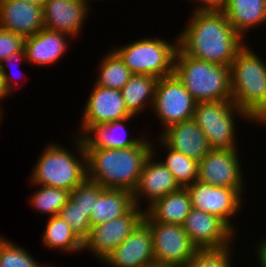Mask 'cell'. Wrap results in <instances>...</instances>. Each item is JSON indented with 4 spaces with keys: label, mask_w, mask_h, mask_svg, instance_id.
<instances>
[{
    "label": "cell",
    "mask_w": 266,
    "mask_h": 267,
    "mask_svg": "<svg viewBox=\"0 0 266 267\" xmlns=\"http://www.w3.org/2000/svg\"><path fill=\"white\" fill-rule=\"evenodd\" d=\"M188 21L177 36L178 48L189 57L230 67L246 45L223 11H192Z\"/></svg>",
    "instance_id": "cell-1"
},
{
    "label": "cell",
    "mask_w": 266,
    "mask_h": 267,
    "mask_svg": "<svg viewBox=\"0 0 266 267\" xmlns=\"http://www.w3.org/2000/svg\"><path fill=\"white\" fill-rule=\"evenodd\" d=\"M151 140L146 135L135 146L125 149L85 148L87 179L104 188L133 192L152 153Z\"/></svg>",
    "instance_id": "cell-2"
},
{
    "label": "cell",
    "mask_w": 266,
    "mask_h": 267,
    "mask_svg": "<svg viewBox=\"0 0 266 267\" xmlns=\"http://www.w3.org/2000/svg\"><path fill=\"white\" fill-rule=\"evenodd\" d=\"M75 136V154L57 142L44 148L29 176L31 186L42 185L72 191L87 178L84 142L81 136Z\"/></svg>",
    "instance_id": "cell-3"
},
{
    "label": "cell",
    "mask_w": 266,
    "mask_h": 267,
    "mask_svg": "<svg viewBox=\"0 0 266 267\" xmlns=\"http://www.w3.org/2000/svg\"><path fill=\"white\" fill-rule=\"evenodd\" d=\"M173 73L196 102L232 101L229 66L189 57L178 48Z\"/></svg>",
    "instance_id": "cell-4"
},
{
    "label": "cell",
    "mask_w": 266,
    "mask_h": 267,
    "mask_svg": "<svg viewBox=\"0 0 266 267\" xmlns=\"http://www.w3.org/2000/svg\"><path fill=\"white\" fill-rule=\"evenodd\" d=\"M247 44L230 65L232 101L253 121L266 110V62Z\"/></svg>",
    "instance_id": "cell-5"
},
{
    "label": "cell",
    "mask_w": 266,
    "mask_h": 267,
    "mask_svg": "<svg viewBox=\"0 0 266 267\" xmlns=\"http://www.w3.org/2000/svg\"><path fill=\"white\" fill-rule=\"evenodd\" d=\"M174 39L171 43L163 38L148 36L115 47L113 50L132 74L154 76L159 79L173 74L178 36Z\"/></svg>",
    "instance_id": "cell-6"
},
{
    "label": "cell",
    "mask_w": 266,
    "mask_h": 267,
    "mask_svg": "<svg viewBox=\"0 0 266 267\" xmlns=\"http://www.w3.org/2000/svg\"><path fill=\"white\" fill-rule=\"evenodd\" d=\"M238 116L253 123L233 101L196 102L193 120L204 132L212 149L233 150L238 149L235 127Z\"/></svg>",
    "instance_id": "cell-7"
},
{
    "label": "cell",
    "mask_w": 266,
    "mask_h": 267,
    "mask_svg": "<svg viewBox=\"0 0 266 267\" xmlns=\"http://www.w3.org/2000/svg\"><path fill=\"white\" fill-rule=\"evenodd\" d=\"M196 101L173 73L159 78L152 105L163 130L171 125L193 119Z\"/></svg>",
    "instance_id": "cell-8"
},
{
    "label": "cell",
    "mask_w": 266,
    "mask_h": 267,
    "mask_svg": "<svg viewBox=\"0 0 266 267\" xmlns=\"http://www.w3.org/2000/svg\"><path fill=\"white\" fill-rule=\"evenodd\" d=\"M145 222L152 234L155 264L185 267L199 251L182 225Z\"/></svg>",
    "instance_id": "cell-9"
},
{
    "label": "cell",
    "mask_w": 266,
    "mask_h": 267,
    "mask_svg": "<svg viewBox=\"0 0 266 267\" xmlns=\"http://www.w3.org/2000/svg\"><path fill=\"white\" fill-rule=\"evenodd\" d=\"M186 189L193 208L218 216L237 234L235 223L230 220L242 209L243 189L213 186L198 180Z\"/></svg>",
    "instance_id": "cell-10"
},
{
    "label": "cell",
    "mask_w": 266,
    "mask_h": 267,
    "mask_svg": "<svg viewBox=\"0 0 266 267\" xmlns=\"http://www.w3.org/2000/svg\"><path fill=\"white\" fill-rule=\"evenodd\" d=\"M144 214L145 209L135 205L125 215L92 226L83 242V251H90L102 263L132 233Z\"/></svg>",
    "instance_id": "cell-11"
},
{
    "label": "cell",
    "mask_w": 266,
    "mask_h": 267,
    "mask_svg": "<svg viewBox=\"0 0 266 267\" xmlns=\"http://www.w3.org/2000/svg\"><path fill=\"white\" fill-rule=\"evenodd\" d=\"M198 250H221L234 245L235 232L218 216L191 208L182 223Z\"/></svg>",
    "instance_id": "cell-12"
},
{
    "label": "cell",
    "mask_w": 266,
    "mask_h": 267,
    "mask_svg": "<svg viewBox=\"0 0 266 267\" xmlns=\"http://www.w3.org/2000/svg\"><path fill=\"white\" fill-rule=\"evenodd\" d=\"M239 149H212L198 167V181L220 187L243 189L246 187L243 178Z\"/></svg>",
    "instance_id": "cell-13"
},
{
    "label": "cell",
    "mask_w": 266,
    "mask_h": 267,
    "mask_svg": "<svg viewBox=\"0 0 266 267\" xmlns=\"http://www.w3.org/2000/svg\"><path fill=\"white\" fill-rule=\"evenodd\" d=\"M78 136H82L92 125L121 120L131 115L126 109L120 90L93 85L85 103Z\"/></svg>",
    "instance_id": "cell-14"
},
{
    "label": "cell",
    "mask_w": 266,
    "mask_h": 267,
    "mask_svg": "<svg viewBox=\"0 0 266 267\" xmlns=\"http://www.w3.org/2000/svg\"><path fill=\"white\" fill-rule=\"evenodd\" d=\"M102 262L105 267H148L155 264L152 234L148 224L142 220Z\"/></svg>",
    "instance_id": "cell-15"
},
{
    "label": "cell",
    "mask_w": 266,
    "mask_h": 267,
    "mask_svg": "<svg viewBox=\"0 0 266 267\" xmlns=\"http://www.w3.org/2000/svg\"><path fill=\"white\" fill-rule=\"evenodd\" d=\"M152 144V153L146 159L141 170L140 179L133 191V199L136 206L141 208L144 199L147 200V208L156 200L181 188L173 174L161 163V160H153L157 150ZM156 150V151H155ZM142 197V198H141ZM143 199V200H141ZM149 202V203H148Z\"/></svg>",
    "instance_id": "cell-16"
},
{
    "label": "cell",
    "mask_w": 266,
    "mask_h": 267,
    "mask_svg": "<svg viewBox=\"0 0 266 267\" xmlns=\"http://www.w3.org/2000/svg\"><path fill=\"white\" fill-rule=\"evenodd\" d=\"M90 0H46L43 6L44 28L64 33L71 38L81 35Z\"/></svg>",
    "instance_id": "cell-17"
},
{
    "label": "cell",
    "mask_w": 266,
    "mask_h": 267,
    "mask_svg": "<svg viewBox=\"0 0 266 267\" xmlns=\"http://www.w3.org/2000/svg\"><path fill=\"white\" fill-rule=\"evenodd\" d=\"M0 28L32 36L44 28L43 7L26 0H0Z\"/></svg>",
    "instance_id": "cell-18"
},
{
    "label": "cell",
    "mask_w": 266,
    "mask_h": 267,
    "mask_svg": "<svg viewBox=\"0 0 266 267\" xmlns=\"http://www.w3.org/2000/svg\"><path fill=\"white\" fill-rule=\"evenodd\" d=\"M161 131L157 137L168 147L198 162L212 150L204 132L193 119L171 125Z\"/></svg>",
    "instance_id": "cell-19"
},
{
    "label": "cell",
    "mask_w": 266,
    "mask_h": 267,
    "mask_svg": "<svg viewBox=\"0 0 266 267\" xmlns=\"http://www.w3.org/2000/svg\"><path fill=\"white\" fill-rule=\"evenodd\" d=\"M68 38L71 40L70 36L47 28L26 37L24 44L26 62L39 67L55 64L66 54V50H69Z\"/></svg>",
    "instance_id": "cell-20"
},
{
    "label": "cell",
    "mask_w": 266,
    "mask_h": 267,
    "mask_svg": "<svg viewBox=\"0 0 266 267\" xmlns=\"http://www.w3.org/2000/svg\"><path fill=\"white\" fill-rule=\"evenodd\" d=\"M132 118L126 117L121 120L105 124L92 125L82 136L84 148H114L125 149L135 146L143 136L129 138L126 130V122Z\"/></svg>",
    "instance_id": "cell-21"
},
{
    "label": "cell",
    "mask_w": 266,
    "mask_h": 267,
    "mask_svg": "<svg viewBox=\"0 0 266 267\" xmlns=\"http://www.w3.org/2000/svg\"><path fill=\"white\" fill-rule=\"evenodd\" d=\"M191 208L188 190L181 187L146 208L143 220L182 225Z\"/></svg>",
    "instance_id": "cell-22"
},
{
    "label": "cell",
    "mask_w": 266,
    "mask_h": 267,
    "mask_svg": "<svg viewBox=\"0 0 266 267\" xmlns=\"http://www.w3.org/2000/svg\"><path fill=\"white\" fill-rule=\"evenodd\" d=\"M223 12L243 39L251 29L266 25V0H227Z\"/></svg>",
    "instance_id": "cell-23"
},
{
    "label": "cell",
    "mask_w": 266,
    "mask_h": 267,
    "mask_svg": "<svg viewBox=\"0 0 266 267\" xmlns=\"http://www.w3.org/2000/svg\"><path fill=\"white\" fill-rule=\"evenodd\" d=\"M135 206L133 192L105 188L99 195L90 214V225L96 226L127 214Z\"/></svg>",
    "instance_id": "cell-24"
},
{
    "label": "cell",
    "mask_w": 266,
    "mask_h": 267,
    "mask_svg": "<svg viewBox=\"0 0 266 267\" xmlns=\"http://www.w3.org/2000/svg\"><path fill=\"white\" fill-rule=\"evenodd\" d=\"M157 81L154 76L133 74L120 90L131 115L138 117L146 107L152 109Z\"/></svg>",
    "instance_id": "cell-25"
},
{
    "label": "cell",
    "mask_w": 266,
    "mask_h": 267,
    "mask_svg": "<svg viewBox=\"0 0 266 267\" xmlns=\"http://www.w3.org/2000/svg\"><path fill=\"white\" fill-rule=\"evenodd\" d=\"M42 233L43 245L51 250H61L62 253L83 252V242L72 231L70 225L59 215L48 218Z\"/></svg>",
    "instance_id": "cell-26"
},
{
    "label": "cell",
    "mask_w": 266,
    "mask_h": 267,
    "mask_svg": "<svg viewBox=\"0 0 266 267\" xmlns=\"http://www.w3.org/2000/svg\"><path fill=\"white\" fill-rule=\"evenodd\" d=\"M111 50L101 59L98 65L99 75L94 83L100 87L121 90L133 74L118 54Z\"/></svg>",
    "instance_id": "cell-27"
},
{
    "label": "cell",
    "mask_w": 266,
    "mask_h": 267,
    "mask_svg": "<svg viewBox=\"0 0 266 267\" xmlns=\"http://www.w3.org/2000/svg\"><path fill=\"white\" fill-rule=\"evenodd\" d=\"M157 142L162 146V149L164 147L163 150L166 149V157L161 163L173 174L181 187H187L198 180L199 162L197 160L168 147L159 137Z\"/></svg>",
    "instance_id": "cell-28"
},
{
    "label": "cell",
    "mask_w": 266,
    "mask_h": 267,
    "mask_svg": "<svg viewBox=\"0 0 266 267\" xmlns=\"http://www.w3.org/2000/svg\"><path fill=\"white\" fill-rule=\"evenodd\" d=\"M35 188L29 200L30 207L49 217L58 215L70 196V191L60 188L42 185H35Z\"/></svg>",
    "instance_id": "cell-29"
},
{
    "label": "cell",
    "mask_w": 266,
    "mask_h": 267,
    "mask_svg": "<svg viewBox=\"0 0 266 267\" xmlns=\"http://www.w3.org/2000/svg\"><path fill=\"white\" fill-rule=\"evenodd\" d=\"M0 267H48L39 263L26 249L0 236Z\"/></svg>",
    "instance_id": "cell-30"
},
{
    "label": "cell",
    "mask_w": 266,
    "mask_h": 267,
    "mask_svg": "<svg viewBox=\"0 0 266 267\" xmlns=\"http://www.w3.org/2000/svg\"><path fill=\"white\" fill-rule=\"evenodd\" d=\"M66 221L76 236L84 242L90 232V218L70 198L58 214Z\"/></svg>",
    "instance_id": "cell-31"
},
{
    "label": "cell",
    "mask_w": 266,
    "mask_h": 267,
    "mask_svg": "<svg viewBox=\"0 0 266 267\" xmlns=\"http://www.w3.org/2000/svg\"><path fill=\"white\" fill-rule=\"evenodd\" d=\"M104 189L101 185L86 178L70 191L69 198L90 218L92 209H94L95 203Z\"/></svg>",
    "instance_id": "cell-32"
},
{
    "label": "cell",
    "mask_w": 266,
    "mask_h": 267,
    "mask_svg": "<svg viewBox=\"0 0 266 267\" xmlns=\"http://www.w3.org/2000/svg\"><path fill=\"white\" fill-rule=\"evenodd\" d=\"M232 249L199 250L185 267H232Z\"/></svg>",
    "instance_id": "cell-33"
},
{
    "label": "cell",
    "mask_w": 266,
    "mask_h": 267,
    "mask_svg": "<svg viewBox=\"0 0 266 267\" xmlns=\"http://www.w3.org/2000/svg\"><path fill=\"white\" fill-rule=\"evenodd\" d=\"M25 37L0 28V63L11 53L24 50Z\"/></svg>",
    "instance_id": "cell-34"
},
{
    "label": "cell",
    "mask_w": 266,
    "mask_h": 267,
    "mask_svg": "<svg viewBox=\"0 0 266 267\" xmlns=\"http://www.w3.org/2000/svg\"><path fill=\"white\" fill-rule=\"evenodd\" d=\"M15 61V63L17 62H20L21 61H26V56H25V51H18V52H13L11 53L7 58H5L1 63H0V72L2 73V76L5 80V84H6V87L9 91V93L11 94L12 91L14 90V87L16 86L15 84H13V81L15 82V79L13 80L11 77L12 73H9L8 72V69H7V66L10 67L12 65H10V63L13 64V62ZM7 63V64H6ZM5 64H6V67H5ZM10 65V66H9ZM16 65V64H15ZM12 69V68H11ZM13 72V71H12ZM11 74V75H10ZM14 87H13V86Z\"/></svg>",
    "instance_id": "cell-35"
},
{
    "label": "cell",
    "mask_w": 266,
    "mask_h": 267,
    "mask_svg": "<svg viewBox=\"0 0 266 267\" xmlns=\"http://www.w3.org/2000/svg\"><path fill=\"white\" fill-rule=\"evenodd\" d=\"M198 3L193 8L196 11H224L227 0H194Z\"/></svg>",
    "instance_id": "cell-36"
},
{
    "label": "cell",
    "mask_w": 266,
    "mask_h": 267,
    "mask_svg": "<svg viewBox=\"0 0 266 267\" xmlns=\"http://www.w3.org/2000/svg\"><path fill=\"white\" fill-rule=\"evenodd\" d=\"M260 243L256 246L255 254L257 255V262L260 267H266V237L259 241ZM259 259V260H258Z\"/></svg>",
    "instance_id": "cell-37"
},
{
    "label": "cell",
    "mask_w": 266,
    "mask_h": 267,
    "mask_svg": "<svg viewBox=\"0 0 266 267\" xmlns=\"http://www.w3.org/2000/svg\"><path fill=\"white\" fill-rule=\"evenodd\" d=\"M10 95L7 87H6V84H5V80L2 76V73L0 72V101H2L3 99H6L8 98ZM1 103H0V110H3L2 107H1Z\"/></svg>",
    "instance_id": "cell-38"
},
{
    "label": "cell",
    "mask_w": 266,
    "mask_h": 267,
    "mask_svg": "<svg viewBox=\"0 0 266 267\" xmlns=\"http://www.w3.org/2000/svg\"><path fill=\"white\" fill-rule=\"evenodd\" d=\"M259 123L261 126L264 124L266 126V110L263 111L254 121L253 124Z\"/></svg>",
    "instance_id": "cell-39"
},
{
    "label": "cell",
    "mask_w": 266,
    "mask_h": 267,
    "mask_svg": "<svg viewBox=\"0 0 266 267\" xmlns=\"http://www.w3.org/2000/svg\"><path fill=\"white\" fill-rule=\"evenodd\" d=\"M26 1H28V2H30L32 4H35V5L39 6V7H43L45 2H46V0H26Z\"/></svg>",
    "instance_id": "cell-40"
},
{
    "label": "cell",
    "mask_w": 266,
    "mask_h": 267,
    "mask_svg": "<svg viewBox=\"0 0 266 267\" xmlns=\"http://www.w3.org/2000/svg\"><path fill=\"white\" fill-rule=\"evenodd\" d=\"M148 267H176V266H167V265H157V264H153L151 266Z\"/></svg>",
    "instance_id": "cell-41"
},
{
    "label": "cell",
    "mask_w": 266,
    "mask_h": 267,
    "mask_svg": "<svg viewBox=\"0 0 266 267\" xmlns=\"http://www.w3.org/2000/svg\"><path fill=\"white\" fill-rule=\"evenodd\" d=\"M3 112H4V111L0 110V123H1V121L3 120Z\"/></svg>",
    "instance_id": "cell-42"
}]
</instances>
